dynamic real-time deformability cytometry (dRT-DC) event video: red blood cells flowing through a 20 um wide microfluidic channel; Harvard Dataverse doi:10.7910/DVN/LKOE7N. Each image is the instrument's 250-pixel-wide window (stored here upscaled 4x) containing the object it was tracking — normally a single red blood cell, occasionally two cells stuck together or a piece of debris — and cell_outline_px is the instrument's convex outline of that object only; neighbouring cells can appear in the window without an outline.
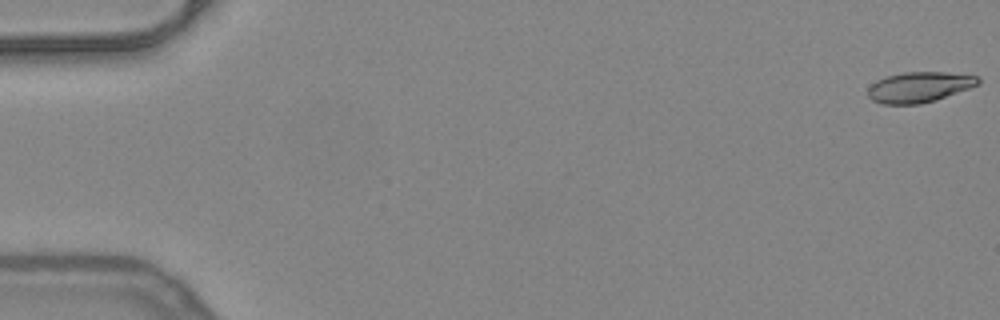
{"species": "common noctule bat (a hibernating species)", "species_latin": "Nyctalus noctula", "temperature_condition": "warm", "stored_images_in_passage": 7, "camera_frame_rate_fps": 3000, "um_per_image_px": 0.085, "animal": {"sex": "female", "body_mass_g": 24.6, "forearm_length_mm": 56.2}, "frame": {"image": 1, "passage_image": 1, "time_ms": 0.0, "image_size_px": [1000, 320], "cell_outline_px": [[980, 84], [936, 100], [920, 104], [880, 104], [872, 100], [868, 96], [868, 88], [876, 80], [888, 76], [904, 72], [944, 72], [980, 76]], "centroid_in_image_um": [78.14, 7.4], "position_along_channel_um": 6.9, "area_um2": 19.59}}